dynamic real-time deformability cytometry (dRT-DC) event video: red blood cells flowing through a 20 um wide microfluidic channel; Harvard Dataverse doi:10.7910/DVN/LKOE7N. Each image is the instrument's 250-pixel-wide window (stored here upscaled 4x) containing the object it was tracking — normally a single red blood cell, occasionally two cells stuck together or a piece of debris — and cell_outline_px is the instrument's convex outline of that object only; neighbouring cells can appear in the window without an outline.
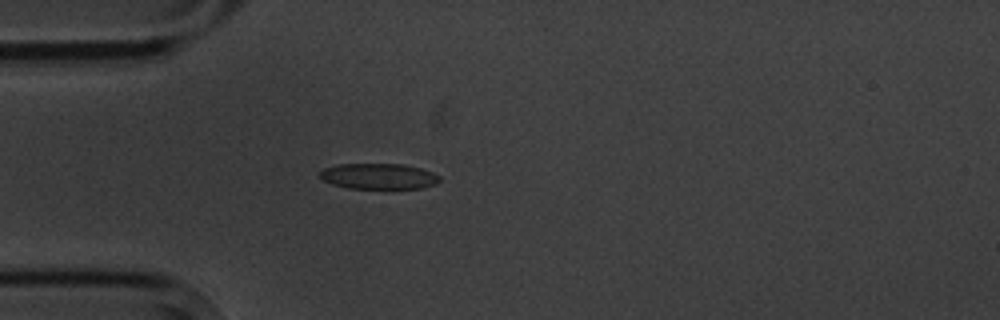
{"species": "common noctule bat (a hibernating species)", "species_latin": "Nyctalus noctula", "temperature_condition": "cold", "stored_images_in_passage": 4, "camera_frame_rate_fps": 3000, "um_per_image_px": 0.085, "animal": {"sex": "male", "body_mass_g": 20.1, "forearm_length_mm": 53.5}, "frame": {"image": 1, "passage_image": 4, "time_ms": 3.667, "image_size_px": [1000, 320], "cell_outline_px": [[440, 180], [436, 184], [424, 188], [348, 188], [332, 184], [324, 180], [320, 176], [320, 172], [324, 168], [340, 164], [404, 164], [420, 168], [432, 172], [440, 176]], "centroid_in_image_um": [32.22, 14.98], "position_along_channel_um": 52.8, "area_um2": 17.86}}